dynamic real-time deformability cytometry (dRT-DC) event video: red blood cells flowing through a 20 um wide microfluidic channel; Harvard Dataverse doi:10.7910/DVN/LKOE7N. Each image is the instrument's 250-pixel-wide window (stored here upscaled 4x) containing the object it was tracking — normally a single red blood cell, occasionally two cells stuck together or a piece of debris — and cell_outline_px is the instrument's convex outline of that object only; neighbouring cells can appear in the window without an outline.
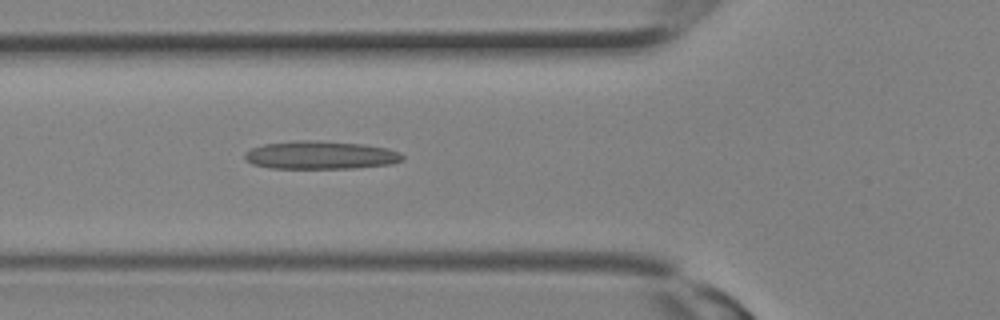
{"species": "Egyptian fruit bat (a non-hibernating species)", "species_latin": "Rousettus aegyptiacus", "temperature_condition": "room temperature", "stored_images_in_passage": 10, "camera_frame_rate_fps": 3000, "um_per_image_px": 0.085, "animal": {"sex": "female"}, "frame": {"image": 1, "passage_image": 10, "time_ms": 3.0, "image_size_px": [1000, 320], "cell_outline_px": [[404, 160], [392, 164], [352, 168], [272, 168], [252, 164], [244, 160], [244, 152], [252, 148], [264, 144], [296, 140], [316, 140], [364, 144], [388, 148], [400, 152], [404, 156]], "centroid_in_image_um": [27.25, 13.18], "position_along_channel_um": 98.5, "area_um2": 26.07}}